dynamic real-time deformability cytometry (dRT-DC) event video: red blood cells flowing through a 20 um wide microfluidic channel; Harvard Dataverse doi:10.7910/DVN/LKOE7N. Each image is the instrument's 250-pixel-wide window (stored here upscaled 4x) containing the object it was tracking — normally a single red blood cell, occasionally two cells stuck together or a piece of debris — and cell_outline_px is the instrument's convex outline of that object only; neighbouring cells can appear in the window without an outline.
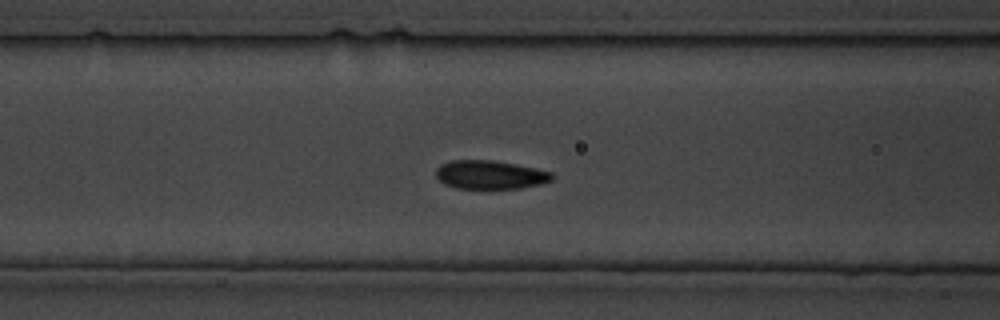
{"species": "common noctule bat (a hibernating species)", "species_latin": "Nyctalus noctula", "temperature_condition": "cold", "stored_images_in_passage": 26, "camera_frame_rate_fps": 3000, "um_per_image_px": 0.085, "animal": {"sex": "male", "body_mass_g": 19.5, "forearm_length_mm": 54.6}, "frame": {"image": 1, "passage_image": 5, "time_ms": 5.667, "image_size_px": [1000, 320], "cell_outline_px": [[556, 176], [552, 180], [540, 184], [520, 188], [456, 188], [444, 184], [436, 176], [436, 168], [440, 164], [452, 160], [492, 160], [516, 164], [536, 168], [552, 172]], "centroid_in_image_um": [41.67, 14.84], "position_along_channel_um": 124.9, "area_um2": 19.42}}
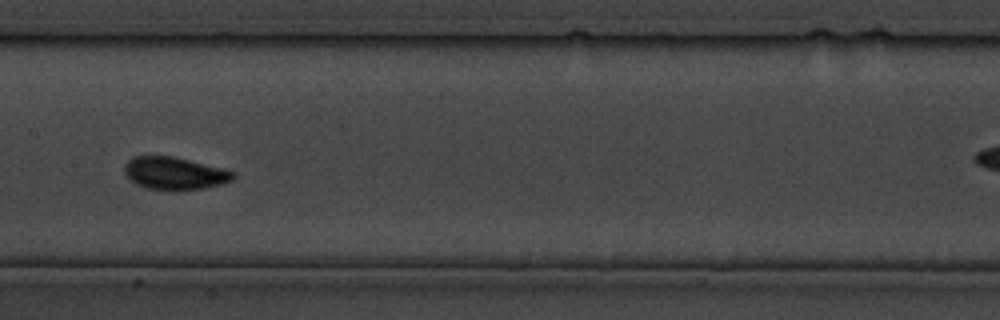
{"frame": {"image": 2, "passage_image": 9, "time_ms": 10.0, "image_size_px": [1000, 320], "cell_outline_px": [[236, 176], [232, 180], [220, 184], [204, 188], [144, 188], [136, 184], [124, 172], [124, 164], [132, 156], [172, 156], [224, 168], [232, 172]], "centroid_in_image_um": [14.82, 14.69], "position_along_channel_um": 192.6, "area_um2": 20.06}}
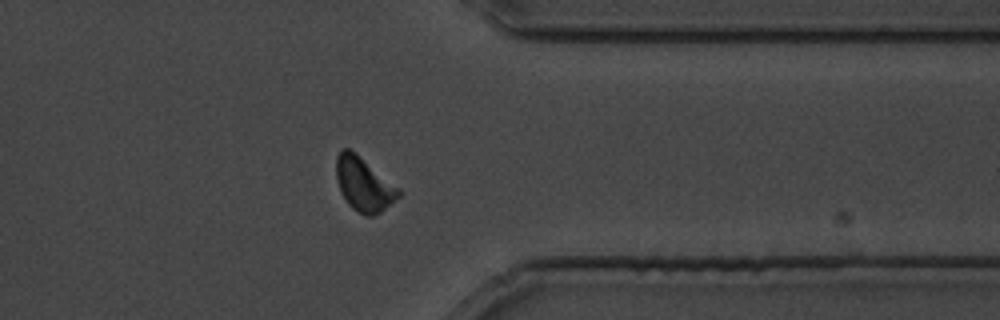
{"frame": {"image": 3, "passage_image": 19, "time_ms": 22.333, "image_size_px": [1000, 320], "cell_outline_px": [[400, 196], [380, 212], [372, 216], [368, 216], [352, 208], [348, 204], [340, 192], [336, 180], [336, 156], [340, 148], [348, 148], [400, 188]], "centroid_in_image_um": [30.89, 15.66], "position_along_channel_um": 380.5, "area_um2": 19.31}}